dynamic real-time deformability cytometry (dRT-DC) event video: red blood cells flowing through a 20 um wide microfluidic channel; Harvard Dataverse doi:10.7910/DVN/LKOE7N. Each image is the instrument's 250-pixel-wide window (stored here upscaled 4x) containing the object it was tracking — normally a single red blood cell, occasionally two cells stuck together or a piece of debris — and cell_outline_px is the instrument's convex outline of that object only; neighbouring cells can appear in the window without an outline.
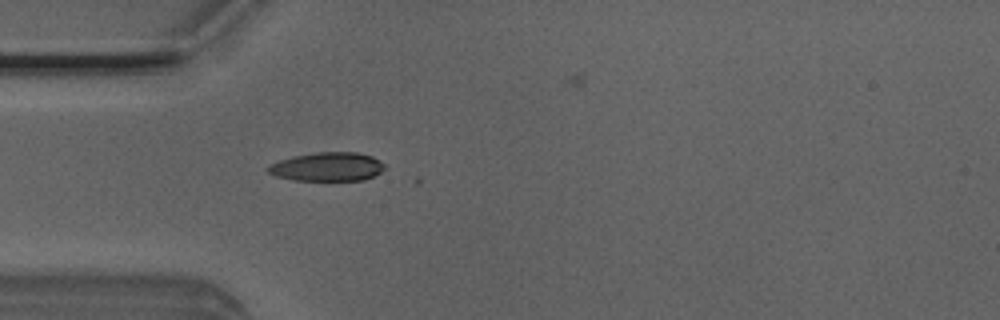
{"species": "Egyptian fruit bat (a non-hibernating species)", "species_latin": "Rousettus aegyptiacus", "temperature_condition": "room temperature", "stored_images_in_passage": 4, "camera_frame_rate_fps": 3000, "um_per_image_px": 0.085, "animal": {"sex": "male"}, "frame": {"image": 1, "passage_image": 1, "time_ms": 0.0, "image_size_px": [1000, 320], "cell_outline_px": [[384, 168], [380, 172], [364, 180], [292, 180], [276, 176], [268, 172], [264, 168], [268, 164], [280, 160], [296, 156], [316, 152], [356, 152], [372, 156], [380, 160], [384, 164]], "centroid_in_image_um": [27.8, 14.17], "position_along_channel_um": 57.2, "area_um2": 19.54}}